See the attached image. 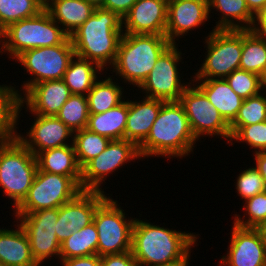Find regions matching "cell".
Wrapping results in <instances>:
<instances>
[{
  "mask_svg": "<svg viewBox=\"0 0 266 266\" xmlns=\"http://www.w3.org/2000/svg\"><path fill=\"white\" fill-rule=\"evenodd\" d=\"M130 100L128 98V116L125 128V139L133 142L137 147L147 138L155 122L158 112L165 101L142 96Z\"/></svg>",
  "mask_w": 266,
  "mask_h": 266,
  "instance_id": "obj_21",
  "label": "cell"
},
{
  "mask_svg": "<svg viewBox=\"0 0 266 266\" xmlns=\"http://www.w3.org/2000/svg\"><path fill=\"white\" fill-rule=\"evenodd\" d=\"M101 266H138L131 251L101 257Z\"/></svg>",
  "mask_w": 266,
  "mask_h": 266,
  "instance_id": "obj_41",
  "label": "cell"
},
{
  "mask_svg": "<svg viewBox=\"0 0 266 266\" xmlns=\"http://www.w3.org/2000/svg\"><path fill=\"white\" fill-rule=\"evenodd\" d=\"M266 121V92L243 100L235 119L230 123L231 137L242 127Z\"/></svg>",
  "mask_w": 266,
  "mask_h": 266,
  "instance_id": "obj_34",
  "label": "cell"
},
{
  "mask_svg": "<svg viewBox=\"0 0 266 266\" xmlns=\"http://www.w3.org/2000/svg\"><path fill=\"white\" fill-rule=\"evenodd\" d=\"M189 264H190V263H185V264H180V265H178V266H190Z\"/></svg>",
  "mask_w": 266,
  "mask_h": 266,
  "instance_id": "obj_52",
  "label": "cell"
},
{
  "mask_svg": "<svg viewBox=\"0 0 266 266\" xmlns=\"http://www.w3.org/2000/svg\"><path fill=\"white\" fill-rule=\"evenodd\" d=\"M34 121L26 135L17 132L16 138L35 156L44 150L73 145V132L56 116L32 114Z\"/></svg>",
  "mask_w": 266,
  "mask_h": 266,
  "instance_id": "obj_16",
  "label": "cell"
},
{
  "mask_svg": "<svg viewBox=\"0 0 266 266\" xmlns=\"http://www.w3.org/2000/svg\"><path fill=\"white\" fill-rule=\"evenodd\" d=\"M120 204L108 196L95 211L93 221L98 231L97 254L100 257L131 251L135 218H127Z\"/></svg>",
  "mask_w": 266,
  "mask_h": 266,
  "instance_id": "obj_9",
  "label": "cell"
},
{
  "mask_svg": "<svg viewBox=\"0 0 266 266\" xmlns=\"http://www.w3.org/2000/svg\"><path fill=\"white\" fill-rule=\"evenodd\" d=\"M255 229L258 232L262 241V245L264 246V249L266 251V221L256 226Z\"/></svg>",
  "mask_w": 266,
  "mask_h": 266,
  "instance_id": "obj_47",
  "label": "cell"
},
{
  "mask_svg": "<svg viewBox=\"0 0 266 266\" xmlns=\"http://www.w3.org/2000/svg\"><path fill=\"white\" fill-rule=\"evenodd\" d=\"M43 9L37 0H0V33L10 24L33 17Z\"/></svg>",
  "mask_w": 266,
  "mask_h": 266,
  "instance_id": "obj_36",
  "label": "cell"
},
{
  "mask_svg": "<svg viewBox=\"0 0 266 266\" xmlns=\"http://www.w3.org/2000/svg\"><path fill=\"white\" fill-rule=\"evenodd\" d=\"M248 9L256 16L266 7V0H246Z\"/></svg>",
  "mask_w": 266,
  "mask_h": 266,
  "instance_id": "obj_46",
  "label": "cell"
},
{
  "mask_svg": "<svg viewBox=\"0 0 266 266\" xmlns=\"http://www.w3.org/2000/svg\"><path fill=\"white\" fill-rule=\"evenodd\" d=\"M203 63L192 77L193 79L226 78L239 69L242 55V30L213 29L203 39Z\"/></svg>",
  "mask_w": 266,
  "mask_h": 266,
  "instance_id": "obj_7",
  "label": "cell"
},
{
  "mask_svg": "<svg viewBox=\"0 0 266 266\" xmlns=\"http://www.w3.org/2000/svg\"><path fill=\"white\" fill-rule=\"evenodd\" d=\"M235 141V142H234ZM246 143L250 146L252 154L266 151V121L253 125L242 126L230 139L228 145ZM254 150V151H253Z\"/></svg>",
  "mask_w": 266,
  "mask_h": 266,
  "instance_id": "obj_39",
  "label": "cell"
},
{
  "mask_svg": "<svg viewBox=\"0 0 266 266\" xmlns=\"http://www.w3.org/2000/svg\"><path fill=\"white\" fill-rule=\"evenodd\" d=\"M179 102L184 107L190 128L198 141L204 139L203 137L216 136V138L226 139V144H229L230 124L193 81L186 87Z\"/></svg>",
  "mask_w": 266,
  "mask_h": 266,
  "instance_id": "obj_12",
  "label": "cell"
},
{
  "mask_svg": "<svg viewBox=\"0 0 266 266\" xmlns=\"http://www.w3.org/2000/svg\"><path fill=\"white\" fill-rule=\"evenodd\" d=\"M260 78V86L262 91L266 92V66L264 67L263 71L259 75Z\"/></svg>",
  "mask_w": 266,
  "mask_h": 266,
  "instance_id": "obj_48",
  "label": "cell"
},
{
  "mask_svg": "<svg viewBox=\"0 0 266 266\" xmlns=\"http://www.w3.org/2000/svg\"><path fill=\"white\" fill-rule=\"evenodd\" d=\"M104 73L105 71L96 63L74 55L63 80L70 89L71 94L86 96Z\"/></svg>",
  "mask_w": 266,
  "mask_h": 266,
  "instance_id": "obj_29",
  "label": "cell"
},
{
  "mask_svg": "<svg viewBox=\"0 0 266 266\" xmlns=\"http://www.w3.org/2000/svg\"><path fill=\"white\" fill-rule=\"evenodd\" d=\"M225 80L231 89L244 100L262 92L259 75L249 71L236 69Z\"/></svg>",
  "mask_w": 266,
  "mask_h": 266,
  "instance_id": "obj_38",
  "label": "cell"
},
{
  "mask_svg": "<svg viewBox=\"0 0 266 266\" xmlns=\"http://www.w3.org/2000/svg\"><path fill=\"white\" fill-rule=\"evenodd\" d=\"M251 30L262 39L266 40V7L255 16Z\"/></svg>",
  "mask_w": 266,
  "mask_h": 266,
  "instance_id": "obj_44",
  "label": "cell"
},
{
  "mask_svg": "<svg viewBox=\"0 0 266 266\" xmlns=\"http://www.w3.org/2000/svg\"><path fill=\"white\" fill-rule=\"evenodd\" d=\"M98 231L94 221L75 231L60 246L59 259L84 257L97 254Z\"/></svg>",
  "mask_w": 266,
  "mask_h": 266,
  "instance_id": "obj_31",
  "label": "cell"
},
{
  "mask_svg": "<svg viewBox=\"0 0 266 266\" xmlns=\"http://www.w3.org/2000/svg\"><path fill=\"white\" fill-rule=\"evenodd\" d=\"M266 66V40L252 30H242V55L239 69L260 75Z\"/></svg>",
  "mask_w": 266,
  "mask_h": 266,
  "instance_id": "obj_32",
  "label": "cell"
},
{
  "mask_svg": "<svg viewBox=\"0 0 266 266\" xmlns=\"http://www.w3.org/2000/svg\"><path fill=\"white\" fill-rule=\"evenodd\" d=\"M136 160L140 161L141 157L133 142L126 139L111 140L100 155L81 168V190L105 192L102 188L107 183L105 180L113 173L116 174L115 171L118 172L119 168Z\"/></svg>",
  "mask_w": 266,
  "mask_h": 266,
  "instance_id": "obj_14",
  "label": "cell"
},
{
  "mask_svg": "<svg viewBox=\"0 0 266 266\" xmlns=\"http://www.w3.org/2000/svg\"><path fill=\"white\" fill-rule=\"evenodd\" d=\"M167 12L164 0H137L122 19L123 33L165 36Z\"/></svg>",
  "mask_w": 266,
  "mask_h": 266,
  "instance_id": "obj_20",
  "label": "cell"
},
{
  "mask_svg": "<svg viewBox=\"0 0 266 266\" xmlns=\"http://www.w3.org/2000/svg\"><path fill=\"white\" fill-rule=\"evenodd\" d=\"M89 3H91L95 8H100L103 6L104 0H87Z\"/></svg>",
  "mask_w": 266,
  "mask_h": 266,
  "instance_id": "obj_49",
  "label": "cell"
},
{
  "mask_svg": "<svg viewBox=\"0 0 266 266\" xmlns=\"http://www.w3.org/2000/svg\"><path fill=\"white\" fill-rule=\"evenodd\" d=\"M38 170L71 177L81 188V167L73 145H65L39 152L36 155Z\"/></svg>",
  "mask_w": 266,
  "mask_h": 266,
  "instance_id": "obj_25",
  "label": "cell"
},
{
  "mask_svg": "<svg viewBox=\"0 0 266 266\" xmlns=\"http://www.w3.org/2000/svg\"><path fill=\"white\" fill-rule=\"evenodd\" d=\"M195 138L179 101L164 102L147 138L138 146L141 159L163 157L167 160L194 154ZM196 144V145H195Z\"/></svg>",
  "mask_w": 266,
  "mask_h": 266,
  "instance_id": "obj_2",
  "label": "cell"
},
{
  "mask_svg": "<svg viewBox=\"0 0 266 266\" xmlns=\"http://www.w3.org/2000/svg\"><path fill=\"white\" fill-rule=\"evenodd\" d=\"M164 1L167 2V3H169V2L174 1V0H164Z\"/></svg>",
  "mask_w": 266,
  "mask_h": 266,
  "instance_id": "obj_53",
  "label": "cell"
},
{
  "mask_svg": "<svg viewBox=\"0 0 266 266\" xmlns=\"http://www.w3.org/2000/svg\"><path fill=\"white\" fill-rule=\"evenodd\" d=\"M59 262L62 266H101V257L98 254H94L84 257L59 259Z\"/></svg>",
  "mask_w": 266,
  "mask_h": 266,
  "instance_id": "obj_43",
  "label": "cell"
},
{
  "mask_svg": "<svg viewBox=\"0 0 266 266\" xmlns=\"http://www.w3.org/2000/svg\"><path fill=\"white\" fill-rule=\"evenodd\" d=\"M230 242L220 257L226 266H266V251L255 228L232 225Z\"/></svg>",
  "mask_w": 266,
  "mask_h": 266,
  "instance_id": "obj_19",
  "label": "cell"
},
{
  "mask_svg": "<svg viewBox=\"0 0 266 266\" xmlns=\"http://www.w3.org/2000/svg\"><path fill=\"white\" fill-rule=\"evenodd\" d=\"M199 235L160 227L135 217L131 252L138 266H178L190 262L191 250L201 239Z\"/></svg>",
  "mask_w": 266,
  "mask_h": 266,
  "instance_id": "obj_1",
  "label": "cell"
},
{
  "mask_svg": "<svg viewBox=\"0 0 266 266\" xmlns=\"http://www.w3.org/2000/svg\"><path fill=\"white\" fill-rule=\"evenodd\" d=\"M81 191L71 177L38 170L27 196L13 210V214L59 208L73 200Z\"/></svg>",
  "mask_w": 266,
  "mask_h": 266,
  "instance_id": "obj_11",
  "label": "cell"
},
{
  "mask_svg": "<svg viewBox=\"0 0 266 266\" xmlns=\"http://www.w3.org/2000/svg\"><path fill=\"white\" fill-rule=\"evenodd\" d=\"M74 55L69 37L60 45L30 49L20 54L14 61L19 62L31 78L22 81L20 90L17 89L19 98L37 83L63 79Z\"/></svg>",
  "mask_w": 266,
  "mask_h": 266,
  "instance_id": "obj_8",
  "label": "cell"
},
{
  "mask_svg": "<svg viewBox=\"0 0 266 266\" xmlns=\"http://www.w3.org/2000/svg\"><path fill=\"white\" fill-rule=\"evenodd\" d=\"M178 46V43L171 44L159 56L154 68L143 83L136 88V91L138 89V91L140 90L139 93L142 92L145 97L159 99L165 102L180 100L182 93L192 80L188 78L187 80L189 82H185L183 79L185 75L180 73L182 70L180 62L181 64L184 63V57L182 56L185 53L182 54Z\"/></svg>",
  "mask_w": 266,
  "mask_h": 266,
  "instance_id": "obj_10",
  "label": "cell"
},
{
  "mask_svg": "<svg viewBox=\"0 0 266 266\" xmlns=\"http://www.w3.org/2000/svg\"><path fill=\"white\" fill-rule=\"evenodd\" d=\"M216 107L222 117L230 124L238 114L243 100L236 94L224 78L192 79Z\"/></svg>",
  "mask_w": 266,
  "mask_h": 266,
  "instance_id": "obj_23",
  "label": "cell"
},
{
  "mask_svg": "<svg viewBox=\"0 0 266 266\" xmlns=\"http://www.w3.org/2000/svg\"><path fill=\"white\" fill-rule=\"evenodd\" d=\"M37 171L36 156L17 138L0 140V188L13 210L27 196Z\"/></svg>",
  "mask_w": 266,
  "mask_h": 266,
  "instance_id": "obj_6",
  "label": "cell"
},
{
  "mask_svg": "<svg viewBox=\"0 0 266 266\" xmlns=\"http://www.w3.org/2000/svg\"><path fill=\"white\" fill-rule=\"evenodd\" d=\"M73 133L86 128L89 107L84 95L72 94L56 115Z\"/></svg>",
  "mask_w": 266,
  "mask_h": 266,
  "instance_id": "obj_35",
  "label": "cell"
},
{
  "mask_svg": "<svg viewBox=\"0 0 266 266\" xmlns=\"http://www.w3.org/2000/svg\"><path fill=\"white\" fill-rule=\"evenodd\" d=\"M110 139L84 128L73 133V146L79 166L100 155L110 143Z\"/></svg>",
  "mask_w": 266,
  "mask_h": 266,
  "instance_id": "obj_33",
  "label": "cell"
},
{
  "mask_svg": "<svg viewBox=\"0 0 266 266\" xmlns=\"http://www.w3.org/2000/svg\"><path fill=\"white\" fill-rule=\"evenodd\" d=\"M252 157L255 160L254 168L261 174L266 186V151L254 153Z\"/></svg>",
  "mask_w": 266,
  "mask_h": 266,
  "instance_id": "obj_45",
  "label": "cell"
},
{
  "mask_svg": "<svg viewBox=\"0 0 266 266\" xmlns=\"http://www.w3.org/2000/svg\"><path fill=\"white\" fill-rule=\"evenodd\" d=\"M0 266H6L5 264H3L2 262H0Z\"/></svg>",
  "mask_w": 266,
  "mask_h": 266,
  "instance_id": "obj_54",
  "label": "cell"
},
{
  "mask_svg": "<svg viewBox=\"0 0 266 266\" xmlns=\"http://www.w3.org/2000/svg\"><path fill=\"white\" fill-rule=\"evenodd\" d=\"M122 35V19L100 7L95 8L93 14L69 38L75 55L96 63L108 72L116 60Z\"/></svg>",
  "mask_w": 266,
  "mask_h": 266,
  "instance_id": "obj_3",
  "label": "cell"
},
{
  "mask_svg": "<svg viewBox=\"0 0 266 266\" xmlns=\"http://www.w3.org/2000/svg\"><path fill=\"white\" fill-rule=\"evenodd\" d=\"M107 192L81 191L73 200L58 208L57 239L61 244L72 233L93 222L97 207L109 196Z\"/></svg>",
  "mask_w": 266,
  "mask_h": 266,
  "instance_id": "obj_15",
  "label": "cell"
},
{
  "mask_svg": "<svg viewBox=\"0 0 266 266\" xmlns=\"http://www.w3.org/2000/svg\"><path fill=\"white\" fill-rule=\"evenodd\" d=\"M128 116V98L103 113L89 114L86 128L110 140L125 139Z\"/></svg>",
  "mask_w": 266,
  "mask_h": 266,
  "instance_id": "obj_28",
  "label": "cell"
},
{
  "mask_svg": "<svg viewBox=\"0 0 266 266\" xmlns=\"http://www.w3.org/2000/svg\"><path fill=\"white\" fill-rule=\"evenodd\" d=\"M136 1L137 0H104L101 8L112 11L123 19Z\"/></svg>",
  "mask_w": 266,
  "mask_h": 266,
  "instance_id": "obj_42",
  "label": "cell"
},
{
  "mask_svg": "<svg viewBox=\"0 0 266 266\" xmlns=\"http://www.w3.org/2000/svg\"><path fill=\"white\" fill-rule=\"evenodd\" d=\"M209 20L208 0L171 1L168 3L165 36L172 44L180 43V38L206 25Z\"/></svg>",
  "mask_w": 266,
  "mask_h": 266,
  "instance_id": "obj_18",
  "label": "cell"
},
{
  "mask_svg": "<svg viewBox=\"0 0 266 266\" xmlns=\"http://www.w3.org/2000/svg\"><path fill=\"white\" fill-rule=\"evenodd\" d=\"M39 4L45 9L49 6L54 0H37Z\"/></svg>",
  "mask_w": 266,
  "mask_h": 266,
  "instance_id": "obj_50",
  "label": "cell"
},
{
  "mask_svg": "<svg viewBox=\"0 0 266 266\" xmlns=\"http://www.w3.org/2000/svg\"><path fill=\"white\" fill-rule=\"evenodd\" d=\"M13 215L29 239L31 254L36 263L39 266H44L42 264L50 259L55 258L59 261L61 244L55 233L57 231L58 208Z\"/></svg>",
  "mask_w": 266,
  "mask_h": 266,
  "instance_id": "obj_13",
  "label": "cell"
},
{
  "mask_svg": "<svg viewBox=\"0 0 266 266\" xmlns=\"http://www.w3.org/2000/svg\"><path fill=\"white\" fill-rule=\"evenodd\" d=\"M106 74L107 72H105L104 77L101 75V77L96 81L94 86L86 95L89 114L106 112L107 110L118 106L127 97H129L123 95L127 93H125L126 89L124 90V87H122L120 80L116 77L114 78L112 75H110V73H108L109 75L108 77H106Z\"/></svg>",
  "mask_w": 266,
  "mask_h": 266,
  "instance_id": "obj_27",
  "label": "cell"
},
{
  "mask_svg": "<svg viewBox=\"0 0 266 266\" xmlns=\"http://www.w3.org/2000/svg\"><path fill=\"white\" fill-rule=\"evenodd\" d=\"M71 95L63 79L37 83L19 98L17 122L23 115V109L27 114L56 116Z\"/></svg>",
  "mask_w": 266,
  "mask_h": 266,
  "instance_id": "obj_17",
  "label": "cell"
},
{
  "mask_svg": "<svg viewBox=\"0 0 266 266\" xmlns=\"http://www.w3.org/2000/svg\"><path fill=\"white\" fill-rule=\"evenodd\" d=\"M243 216L233 215L236 226L243 228H255L266 221V191L243 201Z\"/></svg>",
  "mask_w": 266,
  "mask_h": 266,
  "instance_id": "obj_37",
  "label": "cell"
},
{
  "mask_svg": "<svg viewBox=\"0 0 266 266\" xmlns=\"http://www.w3.org/2000/svg\"><path fill=\"white\" fill-rule=\"evenodd\" d=\"M14 223L16 229L0 228V262L6 266H39L33 259L25 231L17 221Z\"/></svg>",
  "mask_w": 266,
  "mask_h": 266,
  "instance_id": "obj_22",
  "label": "cell"
},
{
  "mask_svg": "<svg viewBox=\"0 0 266 266\" xmlns=\"http://www.w3.org/2000/svg\"><path fill=\"white\" fill-rule=\"evenodd\" d=\"M45 9L70 36L93 14L95 7L87 0H54Z\"/></svg>",
  "mask_w": 266,
  "mask_h": 266,
  "instance_id": "obj_26",
  "label": "cell"
},
{
  "mask_svg": "<svg viewBox=\"0 0 266 266\" xmlns=\"http://www.w3.org/2000/svg\"><path fill=\"white\" fill-rule=\"evenodd\" d=\"M218 264H219L220 266H226L221 260H220V262H218Z\"/></svg>",
  "mask_w": 266,
  "mask_h": 266,
  "instance_id": "obj_51",
  "label": "cell"
},
{
  "mask_svg": "<svg viewBox=\"0 0 266 266\" xmlns=\"http://www.w3.org/2000/svg\"><path fill=\"white\" fill-rule=\"evenodd\" d=\"M171 44L164 35L123 33L116 60L108 71L115 73L112 76L119 78L123 85L138 88Z\"/></svg>",
  "mask_w": 266,
  "mask_h": 266,
  "instance_id": "obj_4",
  "label": "cell"
},
{
  "mask_svg": "<svg viewBox=\"0 0 266 266\" xmlns=\"http://www.w3.org/2000/svg\"><path fill=\"white\" fill-rule=\"evenodd\" d=\"M235 189L237 190V196H240V200L245 201L248 198L266 191V186L261 174L250 166L247 169L240 171L236 177Z\"/></svg>",
  "mask_w": 266,
  "mask_h": 266,
  "instance_id": "obj_40",
  "label": "cell"
},
{
  "mask_svg": "<svg viewBox=\"0 0 266 266\" xmlns=\"http://www.w3.org/2000/svg\"><path fill=\"white\" fill-rule=\"evenodd\" d=\"M208 6L210 19L211 13L219 12L213 29L251 30L254 25L255 16L248 9L246 0H208Z\"/></svg>",
  "mask_w": 266,
  "mask_h": 266,
  "instance_id": "obj_24",
  "label": "cell"
},
{
  "mask_svg": "<svg viewBox=\"0 0 266 266\" xmlns=\"http://www.w3.org/2000/svg\"><path fill=\"white\" fill-rule=\"evenodd\" d=\"M69 35L46 9L10 24L0 33V54L14 61L23 52L62 44Z\"/></svg>",
  "mask_w": 266,
  "mask_h": 266,
  "instance_id": "obj_5",
  "label": "cell"
},
{
  "mask_svg": "<svg viewBox=\"0 0 266 266\" xmlns=\"http://www.w3.org/2000/svg\"><path fill=\"white\" fill-rule=\"evenodd\" d=\"M12 84L14 86H12ZM0 85V140H10L17 136L19 129L17 109L19 96L14 82Z\"/></svg>",
  "mask_w": 266,
  "mask_h": 266,
  "instance_id": "obj_30",
  "label": "cell"
}]
</instances>
